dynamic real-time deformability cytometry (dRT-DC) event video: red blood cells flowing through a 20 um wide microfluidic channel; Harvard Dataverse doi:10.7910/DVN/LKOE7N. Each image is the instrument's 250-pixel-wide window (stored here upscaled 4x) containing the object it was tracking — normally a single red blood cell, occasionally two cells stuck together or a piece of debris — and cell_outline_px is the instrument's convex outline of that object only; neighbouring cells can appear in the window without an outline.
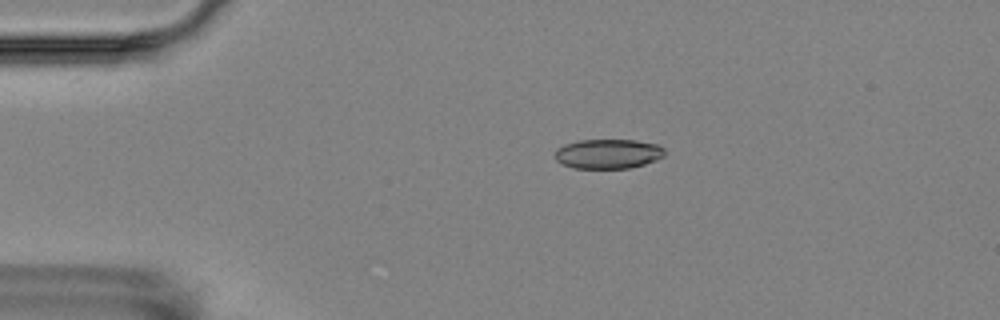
{"species": "Egyptian fruit bat (a non-hibernating species)", "species_latin": "Rousettus aegyptiacus", "temperature_condition": "room temperature", "stored_images_in_passage": 7, "camera_frame_rate_fps": 3000, "um_per_image_px": 0.085, "animal": {"sex": "female"}, "frame": {"image": 1, "passage_image": 4, "time_ms": 3.333, "image_size_px": [1000, 320], "cell_outline_px": [[664, 156], [656, 160], [644, 164], [628, 168], [572, 168], [556, 160], [556, 148], [564, 144], [580, 140], [636, 140], [656, 144], [664, 148]], "centroid_in_image_um": [51.69, 13.07], "position_along_channel_um": 33.3, "area_um2": 18.84}}
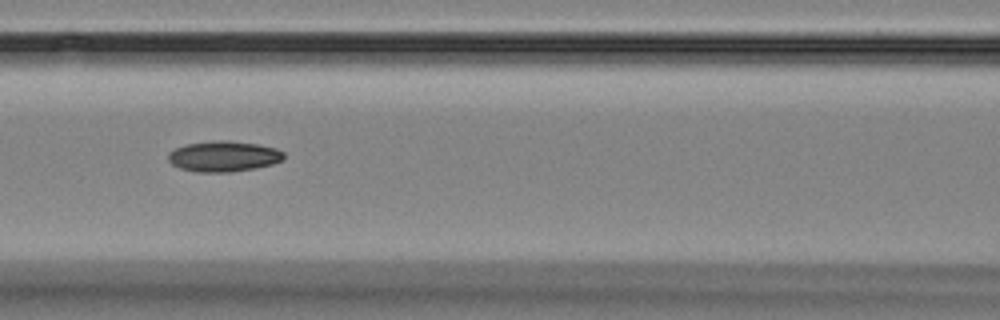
{"frame": {"image": 2, "passage_image": 7, "time_ms": 7.667, "image_size_px": [1000, 320], "cell_outline_px": [[284, 160], [272, 164], [256, 168], [232, 172], [196, 172], [180, 168], [172, 164], [168, 160], [168, 152], [176, 148], [188, 144], [212, 140], [228, 140], [256, 144], [276, 148], [284, 152]], "centroid_in_image_um": [19.02, 13.29], "position_along_channel_um": 147.6, "area_um2": 20.75}}